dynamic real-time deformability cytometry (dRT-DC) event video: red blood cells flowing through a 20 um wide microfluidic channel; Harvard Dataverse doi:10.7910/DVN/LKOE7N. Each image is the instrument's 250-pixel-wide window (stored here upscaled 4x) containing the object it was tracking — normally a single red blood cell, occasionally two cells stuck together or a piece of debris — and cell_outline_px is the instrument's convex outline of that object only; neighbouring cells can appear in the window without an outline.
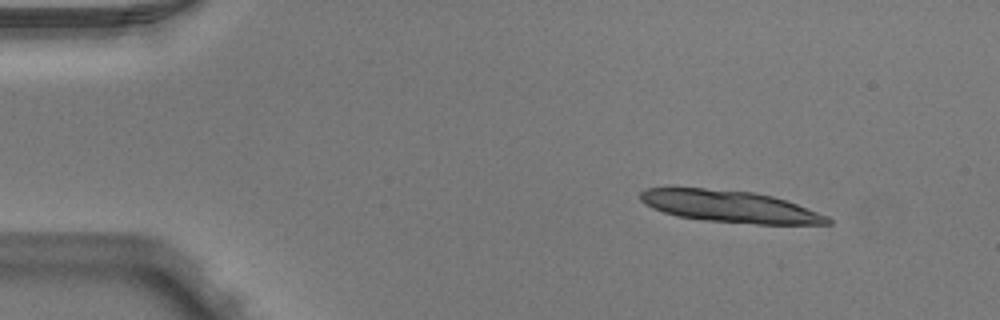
{"species": "Egyptian fruit bat (a non-hibernating species)", "species_latin": "Rousettus aegyptiacus", "temperature_condition": "warm", "stored_images_in_passage": 9, "camera_frame_rate_fps": 3000, "um_per_image_px": 0.085, "animal": {"sex": "male"}, "frame": {"image": 1, "passage_image": 1, "time_ms": 0.0, "image_size_px": [1000, 320], "cell_outline_px": [[832, 224], [756, 224], [704, 220], [676, 216], [652, 208], [644, 204], [640, 200], [640, 192], [644, 188], [668, 184], [756, 192], [772, 196], [796, 204], [828, 216], [832, 220]], "centroid_in_image_um": [61.89, 17.5], "position_along_channel_um": 23.1, "area_um2": 35.78}}